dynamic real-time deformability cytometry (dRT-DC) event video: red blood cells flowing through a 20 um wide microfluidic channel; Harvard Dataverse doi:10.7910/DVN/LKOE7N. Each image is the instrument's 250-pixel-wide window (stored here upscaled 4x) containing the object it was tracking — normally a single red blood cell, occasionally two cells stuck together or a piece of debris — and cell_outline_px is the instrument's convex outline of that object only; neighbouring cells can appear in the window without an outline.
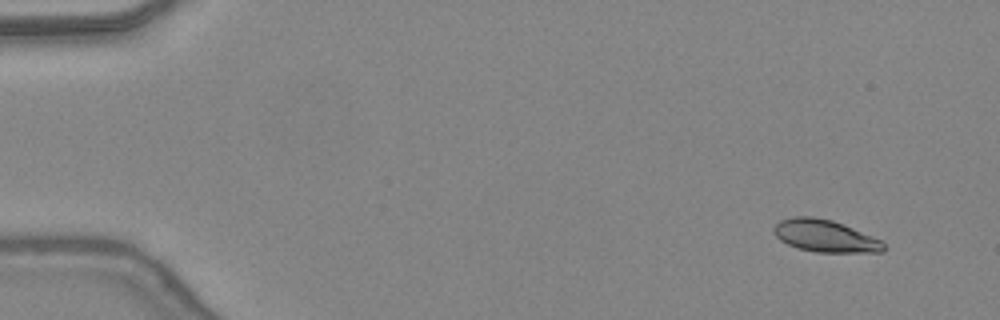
{"species": "common noctule bat (a hibernating species)", "species_latin": "Nyctalus noctula", "temperature_condition": "warm", "stored_images_in_passage": 48, "camera_frame_rate_fps": 3000, "um_per_image_px": 0.085, "animal": {"sex": "female", "body_mass_g": 24.6, "forearm_length_mm": 56.2}, "frame": {"image": 1, "passage_image": 3, "time_ms": 0.667, "image_size_px": [1000, 320], "cell_outline_px": [[884, 252], [816, 252], [796, 248], [780, 240], [772, 232], [772, 228], [780, 220], [792, 216], [812, 216], [832, 220], [844, 224], [872, 236], [880, 240], [884, 244]], "centroid_in_image_um": [70.09, 20.05], "position_along_channel_um": 14.9, "area_um2": 20.69}}
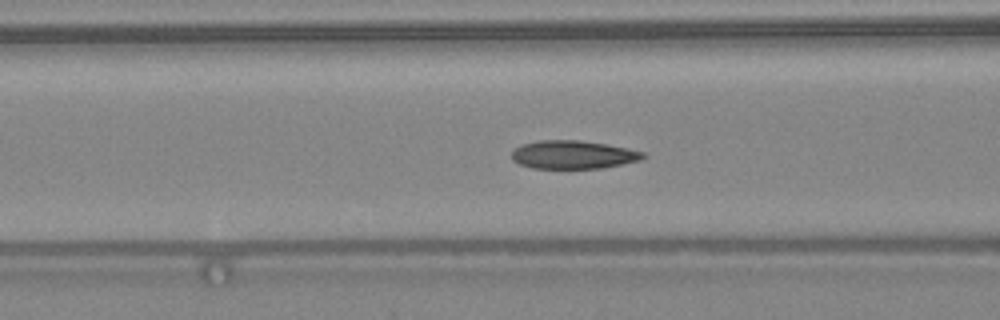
{"frame": {"image": 2, "passage_image": 19, "time_ms": 6.0, "image_size_px": [1000, 320], "cell_outline_px": [[648, 156], [640, 160], [604, 168], [532, 168], [520, 164], [512, 160], [512, 152], [520, 144], [536, 140], [580, 140], [608, 144], [628, 148], [644, 152]], "centroid_in_image_um": [48.73, 13.14], "position_along_channel_um": 117.9, "area_um2": 21.85}}
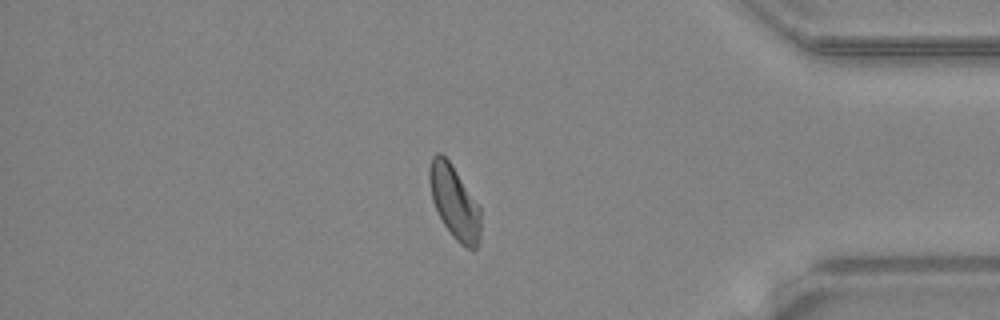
{"frame": {"image": 3, "passage_image": 40, "time_ms": 13.0, "image_size_px": [1000, 320], "cell_outline_px": [[480, 240], [476, 248], [468, 248], [460, 244], [452, 236], [444, 224], [432, 200], [428, 176], [428, 168], [432, 156], [436, 152], [440, 152], [452, 164], [480, 208]], "centroid_in_image_um": [38.61, 17.16], "position_along_channel_um": 396.6, "area_um2": 21.73}}